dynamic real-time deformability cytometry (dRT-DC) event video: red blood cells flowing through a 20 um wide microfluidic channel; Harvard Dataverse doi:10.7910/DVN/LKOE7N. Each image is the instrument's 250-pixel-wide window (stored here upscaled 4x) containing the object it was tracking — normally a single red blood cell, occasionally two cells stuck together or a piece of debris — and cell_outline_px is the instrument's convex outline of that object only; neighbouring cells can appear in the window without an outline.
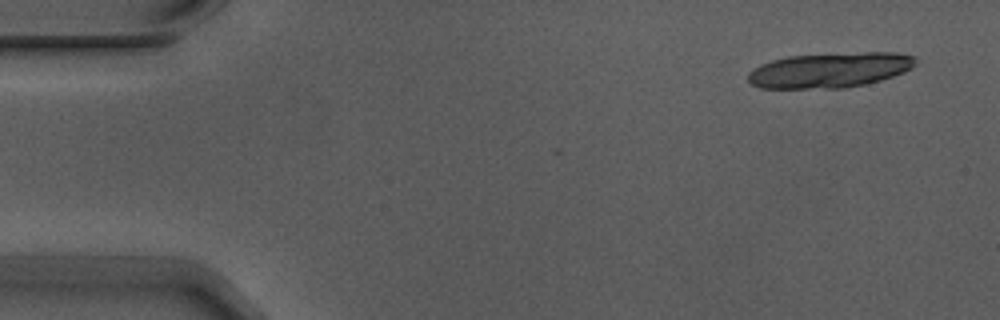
{"species": "Egyptian fruit bat (a non-hibernating species)", "species_latin": "Rousettus aegyptiacus", "temperature_condition": "warm", "stored_images_in_passage": 5, "camera_frame_rate_fps": 3000, "um_per_image_px": 0.085, "animal": {"sex": "male"}, "frame": {"image": 1, "passage_image": 1, "time_ms": 0.0, "image_size_px": [1000, 320], "cell_outline_px": [[916, 64], [912, 68], [904, 72], [880, 80], [864, 84], [844, 88], [760, 88], [752, 84], [748, 80], [748, 72], [772, 60], [788, 56], [864, 52], [896, 52], [912, 56], [916, 60]], "centroid_in_image_um": [70.55, 5.96], "position_along_channel_um": 14.4, "area_um2": 34.04}}